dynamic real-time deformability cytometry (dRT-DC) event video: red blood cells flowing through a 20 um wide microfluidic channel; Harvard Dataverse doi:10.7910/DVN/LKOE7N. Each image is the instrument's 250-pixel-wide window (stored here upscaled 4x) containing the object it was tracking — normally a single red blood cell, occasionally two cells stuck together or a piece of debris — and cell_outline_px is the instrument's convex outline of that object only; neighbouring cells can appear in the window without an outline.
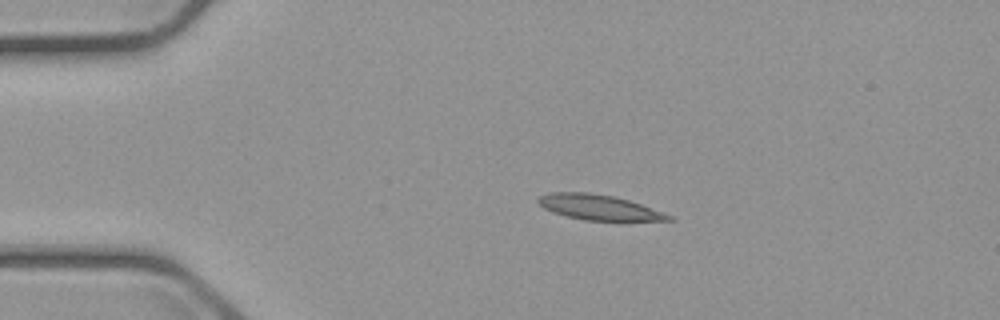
{"species": "common noctule bat (a hibernating species)", "species_latin": "Nyctalus noctula", "temperature_condition": "cold", "stored_images_in_passage": 5, "camera_frame_rate_fps": 3000, "um_per_image_px": 0.085, "animal": {"sex": "male", "body_mass_g": 23.1, "forearm_length_mm": 52.7}, "frame": {"image": 1, "passage_image": 3, "time_ms": 2.333, "image_size_px": [1000, 320], "cell_outline_px": [[676, 220], [584, 220], [552, 212], [544, 208], [536, 200], [540, 196], [552, 192], [588, 192], [612, 196], [628, 200], [640, 204], [672, 216]], "centroid_in_image_um": [50.86, 17.61], "position_along_channel_um": 34.1, "area_um2": 18.73}}